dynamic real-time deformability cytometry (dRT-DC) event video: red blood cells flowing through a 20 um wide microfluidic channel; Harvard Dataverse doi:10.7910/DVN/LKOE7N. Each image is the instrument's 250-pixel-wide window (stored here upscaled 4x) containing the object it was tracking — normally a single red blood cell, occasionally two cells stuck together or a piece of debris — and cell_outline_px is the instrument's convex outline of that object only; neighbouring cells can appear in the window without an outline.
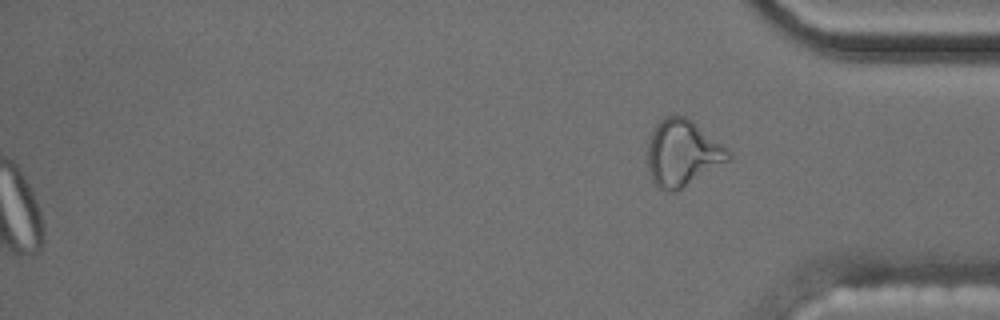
{"species": "common noctule bat (a hibernating species)", "species_latin": "Nyctalus noctula", "temperature_condition": "cold", "stored_images_in_passage": 55, "segment_of_instrument_passage": [2, 2], "camera_frame_rate_fps": 3000, "um_per_image_px": 0.085, "animal": {"sex": "male", "body_mass_g": 17.5, "forearm_length_mm": 52.3}, "frame": {"image": 1, "passage_image": 55, "time_ms": 18.0, "image_size_px": [1000, 320], "cell_outline_px": [[732, 156], [728, 160], [676, 192], [668, 192], [660, 188], [652, 180], [648, 168], [648, 140], [656, 124], [664, 116], [684, 116], [692, 120], [720, 144]], "centroid_in_image_um": [57.95, 13.02], "position_along_channel_um": 377.2, "area_um2": 30.58}}